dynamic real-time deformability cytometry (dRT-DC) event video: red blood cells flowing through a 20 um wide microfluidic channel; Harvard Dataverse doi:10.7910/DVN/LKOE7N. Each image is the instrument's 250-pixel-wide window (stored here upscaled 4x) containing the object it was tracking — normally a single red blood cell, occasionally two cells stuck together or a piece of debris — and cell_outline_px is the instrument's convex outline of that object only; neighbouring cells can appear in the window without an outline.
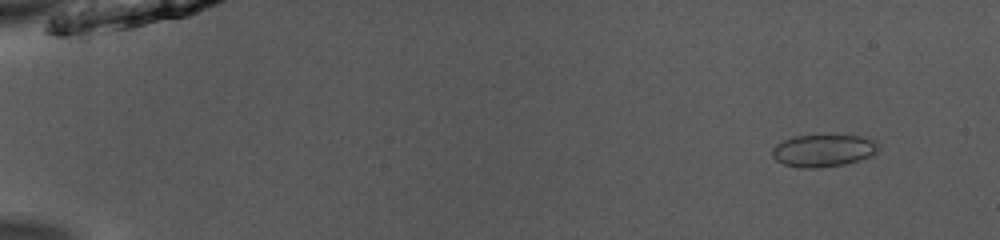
{"species": "common noctule bat (a hibernating species)", "species_latin": "Nyctalus noctula", "temperature_condition": "room temperature", "stored_images_in_passage": 52, "camera_frame_rate_fps": 3000, "um_per_image_px": 0.085, "animal": {"sex": "male", "body_mass_g": 13.0, "forearm_length_mm": 53.1}, "frame": {"image": 1, "passage_image": 5, "time_ms": 1.333, "image_size_px": [1000, 240], "cell_outline_px": [[880, 148], [876, 152], [868, 156], [844, 164], [820, 168], [800, 168], [784, 164], [776, 160], [772, 156], [772, 148], [776, 144], [792, 136], [860, 136], [876, 140], [880, 144]], "centroid_in_image_um": [69.97, 12.8], "position_along_channel_um": 15.0, "area_um2": 19.88}}
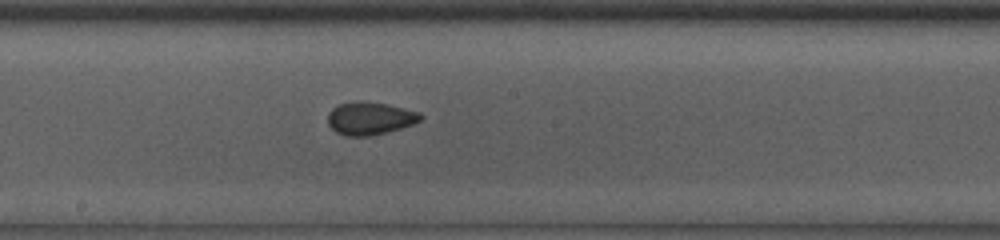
{"frame": {"image": 2, "passage_image": 30, "time_ms": 9.667, "image_size_px": [1000, 240], "cell_outline_px": [[424, 116], [420, 120], [412, 124], [400, 128], [368, 136], [344, 136], [336, 132], [328, 124], [328, 112], [332, 108], [340, 104], [360, 100], [388, 104], [420, 112]], "centroid_in_image_um": [31.43, 10.04], "position_along_channel_um": 216.8, "area_um2": 17.69}}
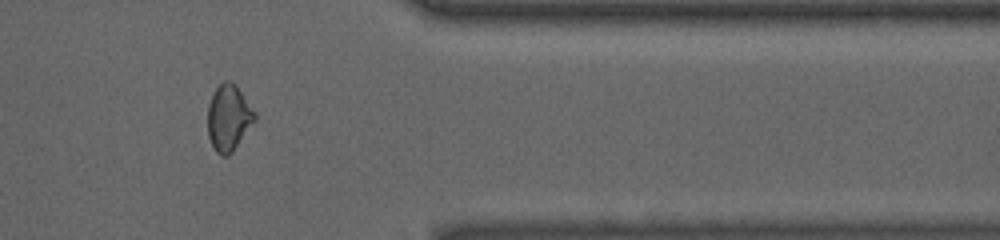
{"frame": {"image": 3, "passage_image": 44, "time_ms": 14.333, "image_size_px": [1000, 240], "cell_outline_px": [[256, 120], [232, 152], [228, 156], [220, 156], [216, 152], [208, 136], [208, 104], [216, 88], [224, 80], [228, 80], [236, 84], [256, 112]], "centroid_in_image_um": [19.45, 10.01], "position_along_channel_um": 392.0, "area_um2": 18.21}, "authors_computed_cell_mechanics": {"area_um2": 18.1492, "velocity_mm_per_s": 3.9617, "shape_relaxation_time_tau1_ms": 10.5559, "shape_relaxation_time_tau2_ms": 1.3058, "deformation_change_tau1": 0.1785, "deformation_change_tau2": 0.0591}}